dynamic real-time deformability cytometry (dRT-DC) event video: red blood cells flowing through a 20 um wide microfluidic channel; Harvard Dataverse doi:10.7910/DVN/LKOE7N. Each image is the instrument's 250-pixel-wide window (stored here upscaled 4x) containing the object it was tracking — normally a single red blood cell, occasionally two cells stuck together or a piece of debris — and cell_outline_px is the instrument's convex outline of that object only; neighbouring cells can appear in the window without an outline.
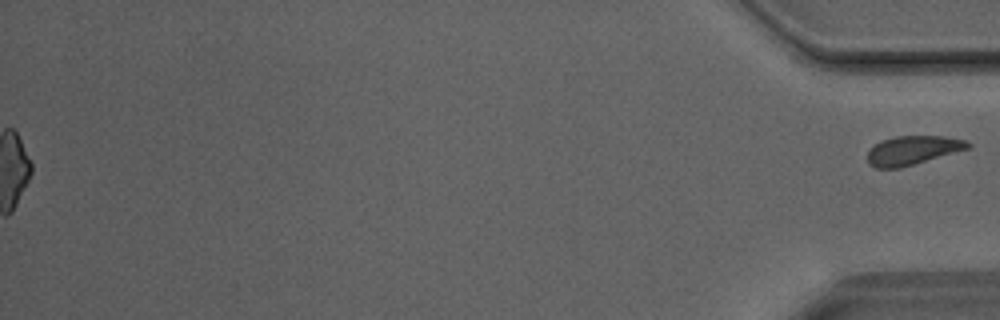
{"species": "Egyptian fruit bat (a non-hibernating species)", "species_latin": "Rousettus aegyptiacus", "temperature_condition": "room temperature", "stored_images_in_passage": 41, "segment_of_instrument_passage": [2, 2], "camera_frame_rate_fps": 3000, "um_per_image_px": 0.085, "animal": {"sex": "male"}, "frame": {"image": 1, "passage_image": 41, "time_ms": 13.333, "image_size_px": [1000, 320], "cell_outline_px": [[972, 148], [900, 168], [876, 168], [868, 164], [868, 152], [880, 140], [896, 136], [944, 136], [968, 140], [972, 144]], "centroid_in_image_um": [77.64, 12.77], "position_along_channel_um": 357.6, "area_um2": 17.11}}